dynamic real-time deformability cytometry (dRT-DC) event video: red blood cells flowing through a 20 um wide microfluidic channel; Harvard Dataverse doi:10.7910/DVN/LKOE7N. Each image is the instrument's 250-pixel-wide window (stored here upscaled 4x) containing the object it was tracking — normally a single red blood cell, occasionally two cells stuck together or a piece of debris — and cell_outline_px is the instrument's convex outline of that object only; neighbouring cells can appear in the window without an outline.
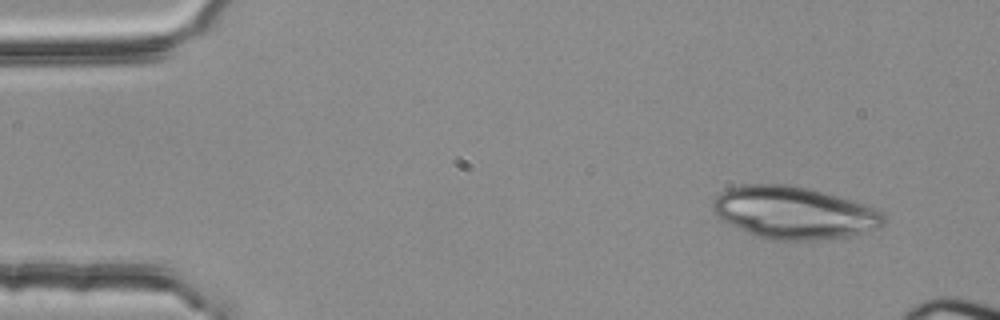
{"species": "common noctule bat (a hibernating species)", "species_latin": "Nyctalus noctula", "temperature_condition": "room temperature", "stored_images_in_passage": 2, "camera_frame_rate_fps": 3000, "um_per_image_px": 0.085, "animal": {"sex": "female", "body_mass_g": 25.1}, "frame": {"image": 1, "passage_image": 1, "time_ms": 0.0, "image_size_px": [1000, 320], "cell_outline_px": [[884, 224], [880, 228], [848, 236], [816, 240], [764, 240], [720, 220], [712, 212], [712, 200], [720, 192], [728, 188], [744, 184], [788, 184], [812, 188], [852, 200], [876, 208], [884, 212]], "centroid_in_image_um": [67.46, 18.07], "position_along_channel_um": 17.5, "area_um2": 52.83}}